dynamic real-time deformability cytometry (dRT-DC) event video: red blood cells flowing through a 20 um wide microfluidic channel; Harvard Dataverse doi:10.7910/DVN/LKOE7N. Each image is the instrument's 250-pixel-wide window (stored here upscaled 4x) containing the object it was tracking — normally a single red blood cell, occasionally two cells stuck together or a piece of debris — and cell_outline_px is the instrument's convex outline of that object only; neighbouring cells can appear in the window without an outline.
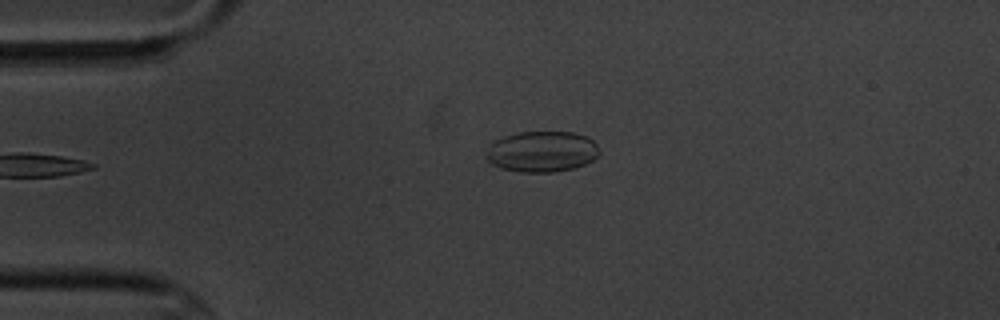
{"species": "common noctule bat (a hibernating species)", "species_latin": "Nyctalus noctula", "temperature_condition": "cold", "stored_images_in_passage": 3, "camera_frame_rate_fps": 3000, "um_per_image_px": 0.085, "animal": {"sex": "male", "body_mass_g": 20.1, "forearm_length_mm": 53.5}, "frame": {"image": 1, "passage_image": 3, "time_ms": 2.333, "image_size_px": [1000, 320], "cell_outline_px": [[600, 152], [592, 160], [584, 164], [572, 168], [552, 172], [520, 172], [500, 168], [492, 164], [488, 160], [488, 148], [496, 140], [504, 136], [520, 132], [572, 132], [588, 136], [596, 144]], "centroid_in_image_um": [46.08, 12.88], "position_along_channel_um": 38.9, "area_um2": 26.7}}